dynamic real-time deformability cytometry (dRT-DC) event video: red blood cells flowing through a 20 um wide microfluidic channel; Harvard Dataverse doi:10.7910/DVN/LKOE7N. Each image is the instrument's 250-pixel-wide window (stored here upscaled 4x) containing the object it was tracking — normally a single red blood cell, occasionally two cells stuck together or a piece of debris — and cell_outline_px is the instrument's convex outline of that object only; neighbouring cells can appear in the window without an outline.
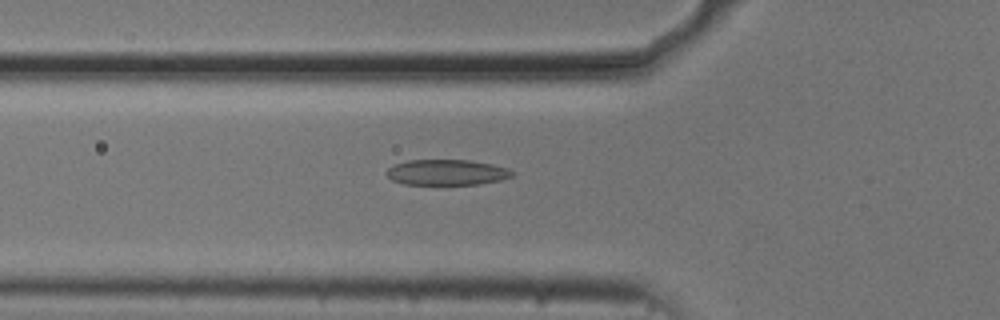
{"species": "common noctule bat (a hibernating species)", "species_latin": "Nyctalus noctula", "temperature_condition": "cold", "stored_images_in_passage": 54, "camera_frame_rate_fps": 3000, "um_per_image_px": 0.085, "animal": {"sex": "male", "body_mass_g": 20.5, "forearm_length_mm": 52.5}, "frame": {"image": 1, "passage_image": 19, "time_ms": 6.0, "image_size_px": [1000, 320], "cell_outline_px": [[512, 176], [500, 180], [480, 184], [404, 184], [392, 180], [384, 172], [392, 164], [408, 160], [472, 160], [492, 164], [508, 168], [512, 172]], "centroid_in_image_um": [37.93, 14.64], "position_along_channel_um": 87.9, "area_um2": 18.79}}
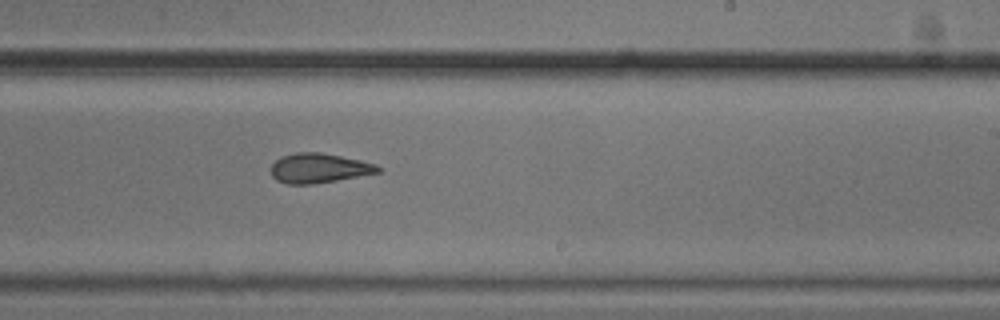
{"frame": {"image": 2, "passage_image": 33, "time_ms": 10.667, "image_size_px": [1000, 320], "cell_outline_px": [[380, 172], [336, 180], [312, 184], [288, 184], [276, 180], [272, 176], [272, 164], [280, 156], [296, 152], [320, 152], [360, 160], [376, 164], [380, 168]], "centroid_in_image_um": [27.08, 14.28], "position_along_channel_um": 261.9, "area_um2": 18.32}}
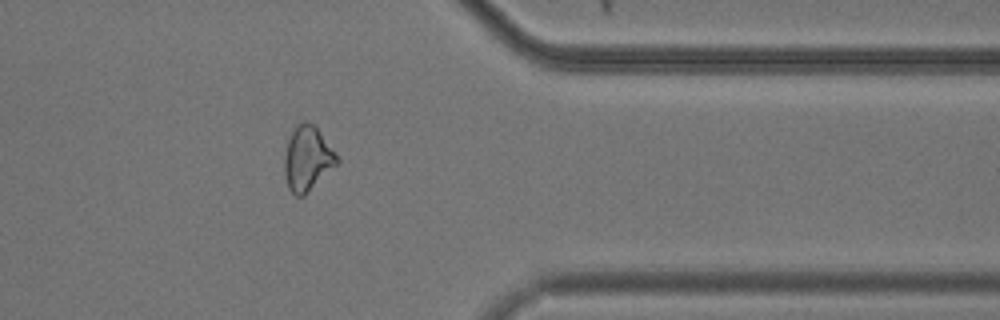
{"frame": {"image": 3, "passage_image": 44, "time_ms": 14.333, "image_size_px": [1000, 320], "cell_outline_px": [[340, 160], [304, 196], [296, 196], [288, 188], [284, 176], [284, 152], [292, 128], [300, 120], [308, 120], [316, 124]], "centroid_in_image_um": [26.1, 13.41], "position_along_channel_um": 385.3, "area_um2": 20.11}, "authors_computed_cell_mechanics": {"area_um2": 19.941, "velocity_mm_per_s": 3.7083, "shape_relaxation_time_tau1_ms": 8.3745, "shape_relaxation_time_tau2_ms": 2.1708, "deformation_change_tau1": 0.1902, "deformation_change_tau2": 0.1051}}